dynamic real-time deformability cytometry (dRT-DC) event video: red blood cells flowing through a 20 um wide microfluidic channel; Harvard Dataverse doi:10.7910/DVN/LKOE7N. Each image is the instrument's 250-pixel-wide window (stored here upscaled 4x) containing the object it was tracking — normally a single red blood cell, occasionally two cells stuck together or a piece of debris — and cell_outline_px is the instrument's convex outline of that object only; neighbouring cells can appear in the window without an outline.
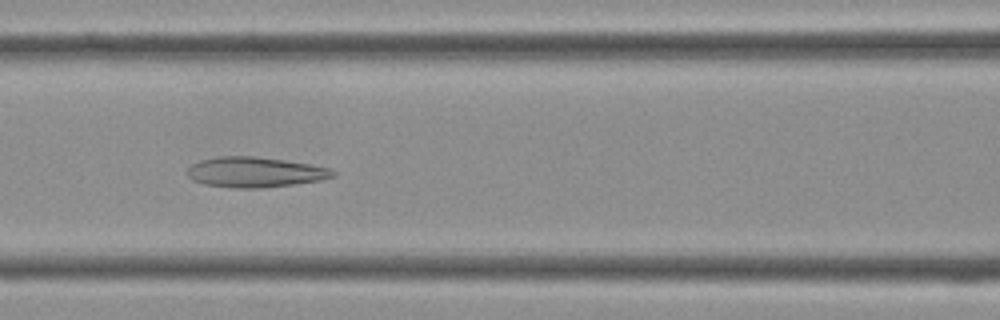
{"species": "Egyptian fruit bat (a non-hibernating species)", "species_latin": "Rousettus aegyptiacus", "temperature_condition": "cold", "stored_images_in_passage": 31, "camera_frame_rate_fps": 3000, "um_per_image_px": 0.085, "frame": {"image": 1, "passage_image": 13, "time_ms": 4.0, "image_size_px": [1000, 320], "cell_outline_px": [[336, 176], [320, 180], [292, 184], [260, 188], [236, 188], [204, 184], [192, 180], [188, 176], [188, 168], [192, 164], [200, 160], [220, 156], [256, 156], [284, 160], [332, 168], [336, 172]], "centroid_in_image_um": [21.68, 14.63], "position_along_channel_um": 144.9, "area_um2": 25.61}}
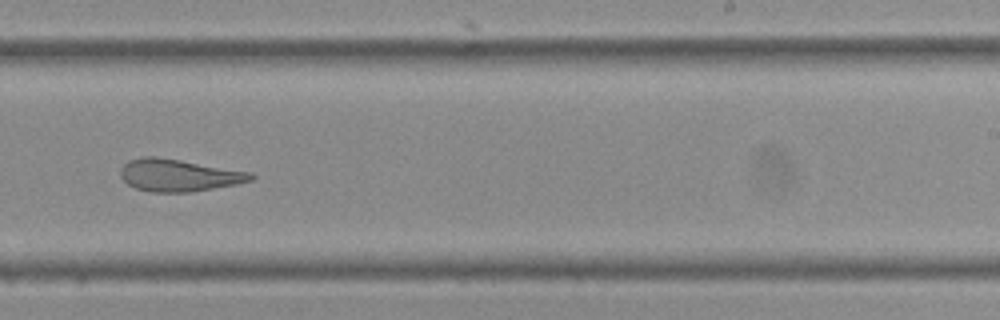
{"frame": {"image": 2, "passage_image": 21, "time_ms": 6.667, "image_size_px": [1000, 320], "cell_outline_px": [[256, 176], [252, 180], [236, 184], [192, 192], [152, 192], [136, 188], [128, 184], [120, 176], [120, 168], [128, 160], [140, 156], [156, 156], [252, 172]], "centroid_in_image_um": [15.18, 14.89], "position_along_channel_um": 273.8, "area_um2": 24.57}}
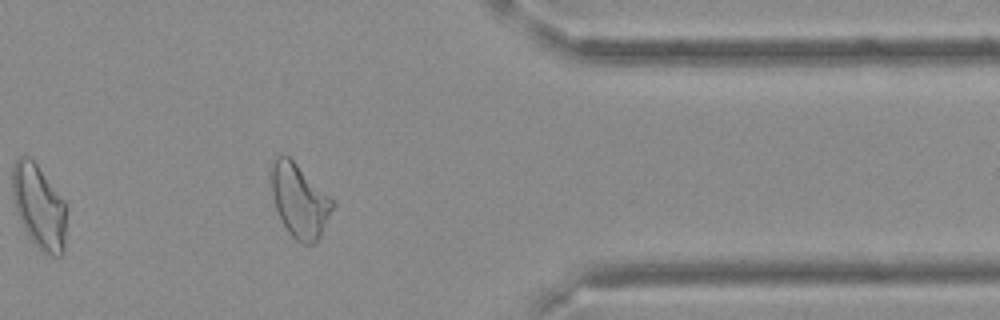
{"frame": {"image": 3, "passage_image": 29, "time_ms": 9.333, "image_size_px": [1000, 320], "cell_outline_px": [[64, 252], [60, 256], [52, 256], [40, 248], [32, 240], [24, 228], [16, 212], [12, 196], [12, 164], [20, 156], [28, 156], [36, 164], [64, 200]], "centroid_in_image_um": [3.27, 17.53], "position_along_channel_um": 408.1, "area_um2": 25.89}}